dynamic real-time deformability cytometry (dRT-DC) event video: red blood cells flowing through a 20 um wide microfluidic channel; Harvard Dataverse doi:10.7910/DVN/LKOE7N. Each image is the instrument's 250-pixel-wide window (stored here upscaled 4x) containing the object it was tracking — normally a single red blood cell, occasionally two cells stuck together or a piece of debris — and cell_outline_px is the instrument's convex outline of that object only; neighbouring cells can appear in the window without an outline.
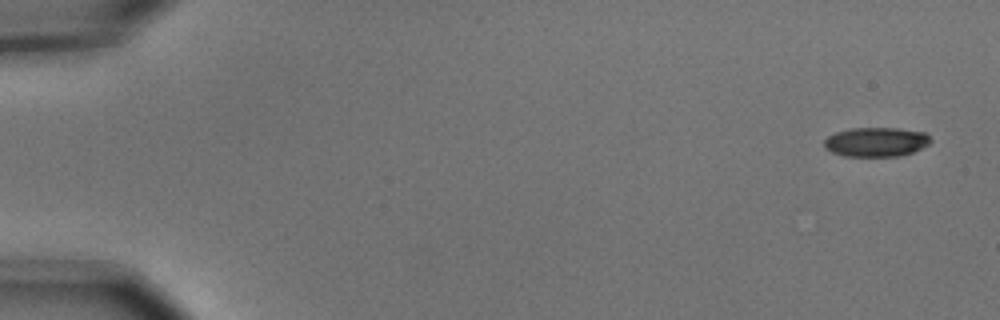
{"species": "common noctule bat (a hibernating species)", "species_latin": "Nyctalus noctula", "temperature_condition": "cold", "stored_images_in_passage": 6, "camera_frame_rate_fps": 3000, "um_per_image_px": 0.085, "animal": {"sex": "male", "body_mass_g": 15.6}, "frame": {"image": 1, "passage_image": 1, "time_ms": 0.0, "image_size_px": [1000, 320], "cell_outline_px": [[932, 140], [928, 144], [912, 152], [900, 156], [844, 156], [832, 152], [824, 148], [824, 140], [828, 136], [836, 132], [848, 128], [896, 128], [924, 132]], "centroid_in_image_um": [74.43, 12.06], "position_along_channel_um": 10.6, "area_um2": 18.15}}
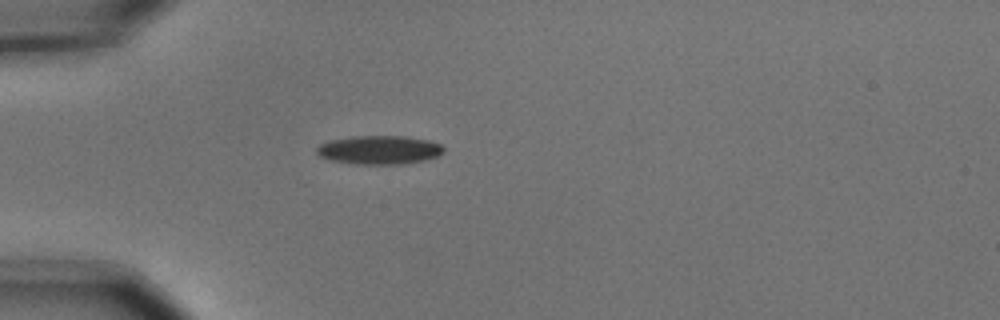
{"frame": {"image": 2, "passage_image": 5, "time_ms": 1.333, "image_size_px": [1000, 320], "cell_outline_px": [[444, 152], [436, 156], [424, 160], [404, 164], [356, 164], [332, 160], [320, 156], [316, 152], [316, 148], [320, 144], [328, 140], [352, 136], [404, 136], [428, 140], [440, 144], [444, 148]], "centroid_in_image_um": [32.22, 12.74], "position_along_channel_um": 52.8, "area_um2": 21.21}}